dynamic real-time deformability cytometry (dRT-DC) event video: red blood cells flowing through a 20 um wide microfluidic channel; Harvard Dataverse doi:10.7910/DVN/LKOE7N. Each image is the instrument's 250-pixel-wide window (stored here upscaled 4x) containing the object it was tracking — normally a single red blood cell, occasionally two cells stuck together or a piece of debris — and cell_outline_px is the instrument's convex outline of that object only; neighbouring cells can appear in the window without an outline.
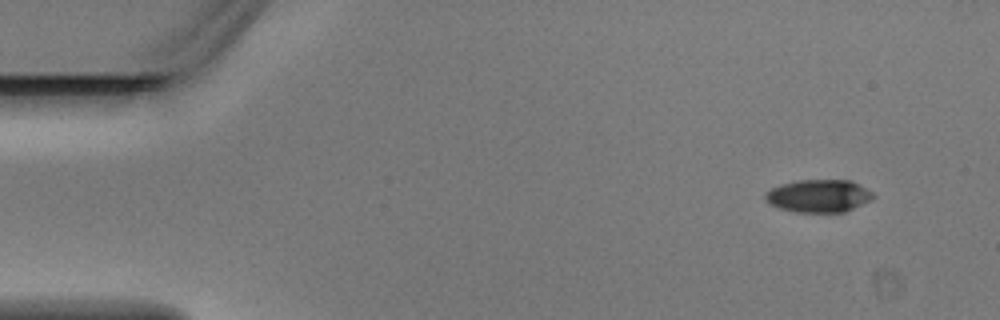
{"species": "Egyptian fruit bat (a non-hibernating species)", "species_latin": "Rousettus aegyptiacus", "temperature_condition": "warm", "stored_images_in_passage": 5, "camera_frame_rate_fps": 3000, "um_per_image_px": 0.085, "animal": {"sex": "male"}, "frame": {"image": 1, "passage_image": 1, "time_ms": 0.0, "image_size_px": [1000, 320], "cell_outline_px": [[876, 196], [872, 200], [844, 212], [796, 212], [780, 208], [764, 200], [764, 192], [780, 184], [796, 180], [852, 180], [860, 184], [872, 192]], "centroid_in_image_um": [69.6, 16.64], "position_along_channel_um": 15.4, "area_um2": 20.75}}
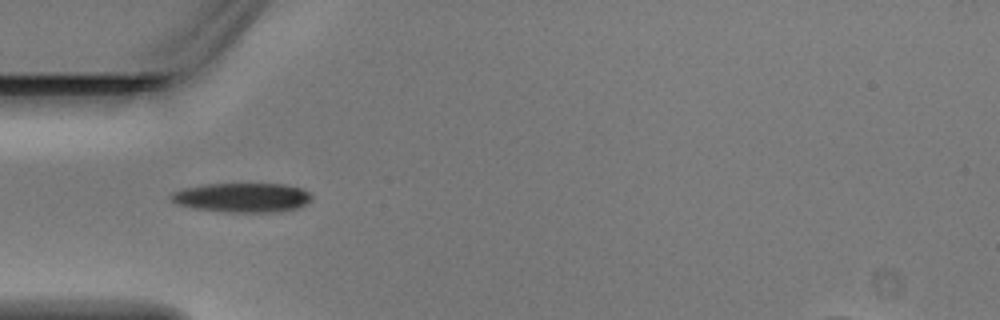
{"frame": {"image": 2, "passage_image": 4, "time_ms": 1.0, "image_size_px": [1000, 320], "cell_outline_px": [[312, 200], [296, 208], [280, 212], [224, 212], [192, 208], [176, 204], [168, 196], [172, 192], [184, 188], [208, 184], [284, 184], [304, 188], [312, 196]], "centroid_in_image_um": [20.59, 16.8], "position_along_channel_um": 64.4, "area_um2": 24.22}}